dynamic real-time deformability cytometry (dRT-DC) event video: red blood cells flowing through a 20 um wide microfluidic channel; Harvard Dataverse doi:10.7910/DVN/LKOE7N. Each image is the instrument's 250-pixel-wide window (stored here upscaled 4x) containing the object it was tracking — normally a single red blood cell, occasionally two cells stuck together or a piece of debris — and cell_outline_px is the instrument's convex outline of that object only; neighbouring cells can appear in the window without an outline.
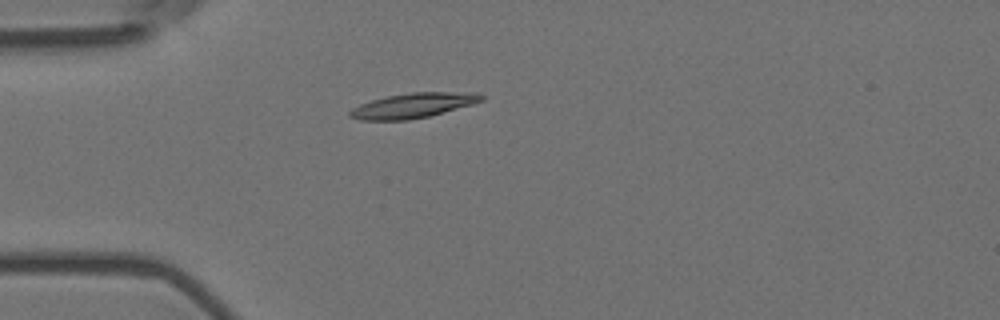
{"species": "Egyptian fruit bat (a non-hibernating species)", "species_latin": "Rousettus aegyptiacus", "temperature_condition": "room temperature", "stored_images_in_passage": 1, "camera_frame_rate_fps": 3000, "um_per_image_px": 0.085, "animal": {"sex": "female"}, "frame": {"image": 1, "passage_image": 1, "time_ms": 0.0, "image_size_px": [1000, 320], "cell_outline_px": [[484, 100], [472, 104], [428, 116], [408, 120], [360, 120], [348, 116], [348, 112], [352, 108], [360, 104], [372, 100], [388, 96], [412, 92], [476, 92], [484, 96]], "centroid_in_image_um": [35.1, 8.96], "position_along_channel_um": 49.9, "area_um2": 18.96}}